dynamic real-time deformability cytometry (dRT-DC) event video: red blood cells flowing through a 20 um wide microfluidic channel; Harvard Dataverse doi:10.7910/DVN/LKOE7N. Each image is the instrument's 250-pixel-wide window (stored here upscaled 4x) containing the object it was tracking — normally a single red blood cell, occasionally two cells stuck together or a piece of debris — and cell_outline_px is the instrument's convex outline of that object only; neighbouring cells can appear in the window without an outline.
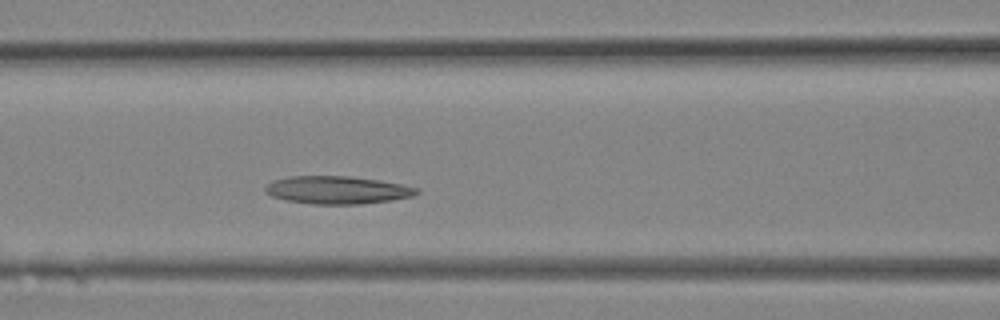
{"species": "Egyptian fruit bat (a non-hibernating species)", "species_latin": "Rousettus aegyptiacus", "temperature_condition": "room temperature", "stored_images_in_passage": 7, "segment_of_instrument_passage": [1, 2], "camera_frame_rate_fps": 3000, "um_per_image_px": 0.085, "animal": {"sex": "female"}, "frame": {"image": 1, "passage_image": 6, "time_ms": 1.667, "image_size_px": [1000, 320], "cell_outline_px": [[420, 192], [412, 196], [392, 200], [360, 204], [312, 204], [284, 200], [272, 196], [264, 192], [264, 188], [272, 180], [288, 176], [352, 176], [380, 180], [420, 188]], "centroid_in_image_um": [28.65, 16.14], "position_along_channel_um": 137.9, "area_um2": 24.74}}